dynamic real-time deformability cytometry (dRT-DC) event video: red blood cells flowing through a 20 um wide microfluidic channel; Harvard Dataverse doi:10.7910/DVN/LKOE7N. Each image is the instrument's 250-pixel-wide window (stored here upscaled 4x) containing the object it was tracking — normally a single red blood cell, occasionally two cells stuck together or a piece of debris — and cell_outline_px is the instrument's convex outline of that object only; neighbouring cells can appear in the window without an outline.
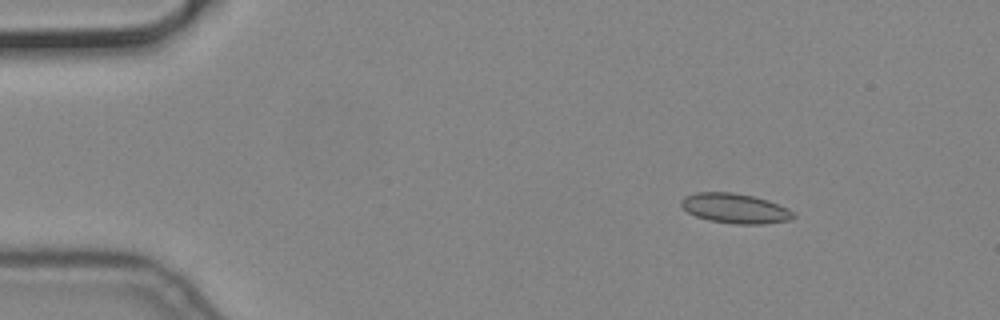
{"species": "common noctule bat (a hibernating species)", "species_latin": "Nyctalus noctula", "temperature_condition": "cold", "stored_images_in_passage": 6, "camera_frame_rate_fps": 3000, "um_per_image_px": 0.085, "animal": {"sex": "male", "body_mass_g": 19.2, "forearm_length_mm": 51.8}, "frame": {"image": 1, "passage_image": 2, "time_ms": 0.333, "image_size_px": [1000, 320], "cell_outline_px": [[796, 216], [792, 220], [764, 224], [736, 224], [708, 220], [696, 216], [688, 212], [680, 204], [680, 200], [684, 196], [696, 192], [732, 192], [752, 196], [768, 200], [788, 208]], "centroid_in_image_um": [62.48, 17.71], "position_along_channel_um": 22.5, "area_um2": 19.59}}
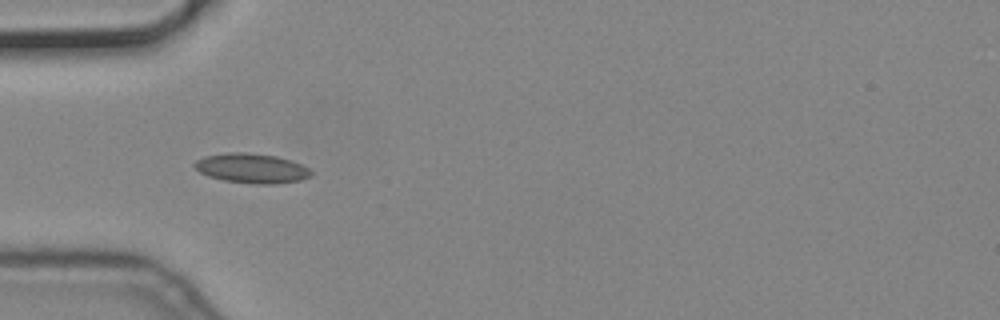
{"frame": {"image": 2, "passage_image": 5, "time_ms": 1.333, "image_size_px": [1000, 320], "cell_outline_px": [[312, 176], [300, 180], [272, 184], [256, 184], [224, 180], [208, 176], [200, 172], [192, 164], [196, 160], [204, 156], [228, 152], [248, 152], [276, 156], [292, 160], [308, 168], [312, 172]], "centroid_in_image_um": [21.38, 14.29], "position_along_channel_um": 63.6, "area_um2": 20.17}}
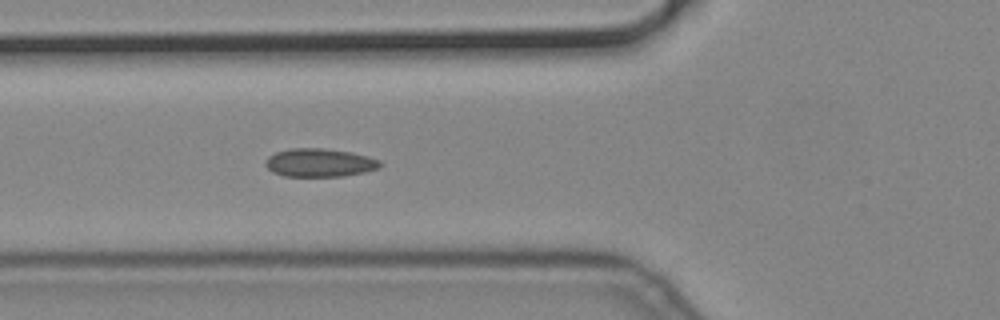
{"frame": {"image": 3, "passage_image": 6, "time_ms": 1.667, "image_size_px": [1000, 320], "cell_outline_px": [[380, 168], [364, 172], [344, 176], [284, 176], [272, 172], [264, 164], [268, 156], [276, 152], [288, 148], [324, 148], [352, 152], [368, 156], [380, 160]], "centroid_in_image_um": [27.15, 13.82], "position_along_channel_um": 98.6, "area_um2": 19.02}}